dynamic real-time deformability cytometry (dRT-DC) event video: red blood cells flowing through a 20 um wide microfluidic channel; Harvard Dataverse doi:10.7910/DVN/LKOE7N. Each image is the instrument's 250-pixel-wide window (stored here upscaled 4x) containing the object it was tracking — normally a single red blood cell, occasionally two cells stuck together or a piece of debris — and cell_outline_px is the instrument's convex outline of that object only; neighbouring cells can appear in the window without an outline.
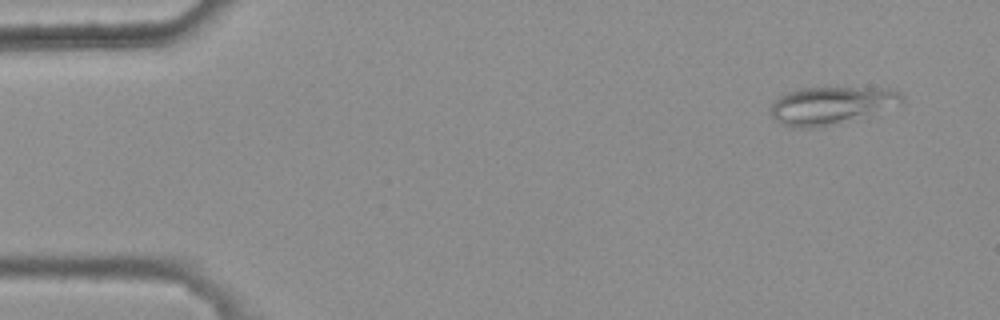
{"species": "common noctule bat (a hibernating species)", "species_latin": "Nyctalus noctula", "temperature_condition": "warm", "stored_images_in_passage": 4, "camera_frame_rate_fps": 3000, "um_per_image_px": 0.085, "animal": {"sex": "female", "body_mass_g": 25.1}, "frame": {"image": 1, "passage_image": 1, "time_ms": 0.0, "image_size_px": [1000, 320], "cell_outline_px": [[904, 104], [820, 128], [792, 128], [780, 124], [772, 116], [772, 104], [780, 96], [788, 92], [800, 88], [888, 88], [900, 92], [904, 96]], "centroid_in_image_um": [70.67, 8.96], "position_along_channel_um": 14.3, "area_um2": 28.67}}